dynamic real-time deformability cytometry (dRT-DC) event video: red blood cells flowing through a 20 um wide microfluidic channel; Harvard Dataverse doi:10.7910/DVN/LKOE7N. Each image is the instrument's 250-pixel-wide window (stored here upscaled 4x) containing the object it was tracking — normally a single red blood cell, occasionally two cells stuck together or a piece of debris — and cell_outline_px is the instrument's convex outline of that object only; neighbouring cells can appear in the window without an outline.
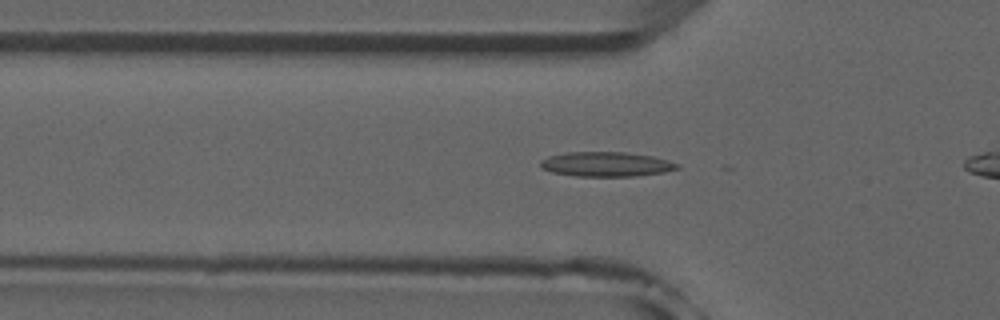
{"species": "common noctule bat (a hibernating species)", "species_latin": "Nyctalus noctula", "temperature_condition": "room temperature", "stored_images_in_passage": 23, "camera_frame_rate_fps": 3000, "um_per_image_px": 0.085, "animal": {"sex": "male", "forearm_length_mm": 52.5}, "frame": {"image": 1, "passage_image": 17, "time_ms": 5.333, "image_size_px": [1000, 320], "cell_outline_px": [[680, 168], [664, 172], [636, 176], [576, 176], [552, 172], [540, 168], [540, 160], [548, 156], [568, 152], [624, 152], [652, 156], [668, 160], [680, 164]], "centroid_in_image_um": [51.52, 13.96], "position_along_channel_um": 74.3, "area_um2": 19.71}}
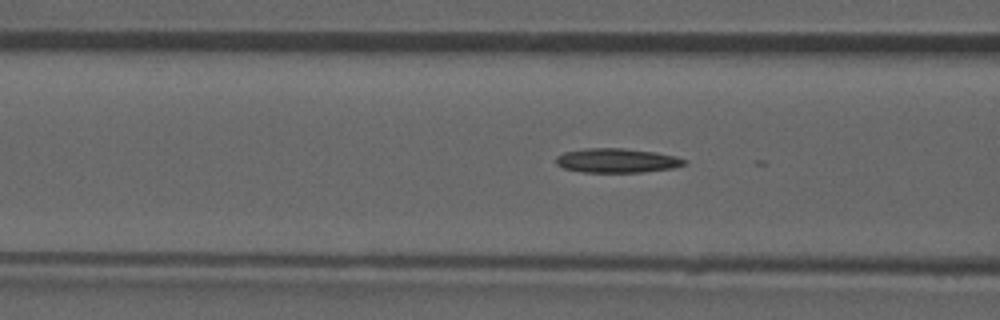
{"frame": {"image": 2, "passage_image": 20, "time_ms": 6.333, "image_size_px": [1000, 320], "cell_outline_px": [[688, 164], [672, 168], [644, 172], [584, 172], [564, 168], [556, 164], [556, 156], [564, 152], [584, 148], [624, 148], [656, 152], [676, 156], [688, 160]], "centroid_in_image_um": [52.47, 13.64], "position_along_channel_um": 114.1, "area_um2": 18.32}}